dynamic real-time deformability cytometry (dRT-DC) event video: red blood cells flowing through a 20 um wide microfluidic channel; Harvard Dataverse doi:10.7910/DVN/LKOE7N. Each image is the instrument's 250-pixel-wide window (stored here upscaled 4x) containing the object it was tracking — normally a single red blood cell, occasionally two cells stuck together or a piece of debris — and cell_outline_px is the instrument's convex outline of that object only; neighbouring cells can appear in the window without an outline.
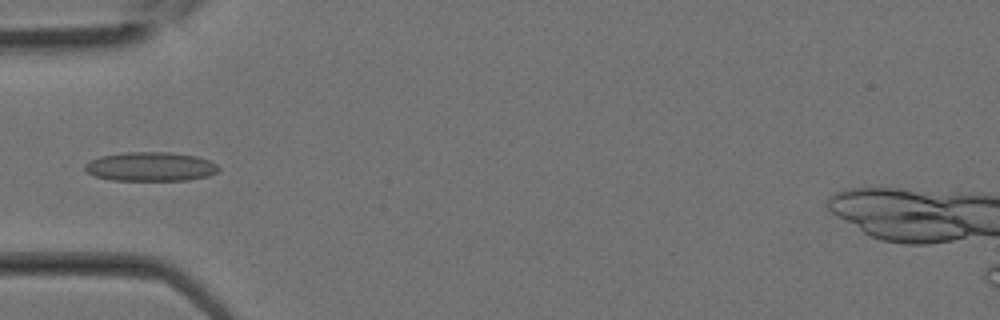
{"species": "Egyptian fruit bat (a non-hibernating species)", "species_latin": "Rousettus aegyptiacus", "temperature_condition": "room temperature", "stored_images_in_passage": 10, "camera_frame_rate_fps": 3000, "um_per_image_px": 0.085, "animal": {"sex": "female"}, "frame": {"image": 1, "passage_image": 9, "time_ms": 2.667, "image_size_px": [1000, 320], "cell_outline_px": [[220, 168], [216, 172], [208, 176], [188, 180], [112, 180], [96, 176], [88, 172], [84, 168], [84, 164], [88, 160], [100, 156], [124, 152], [172, 152], [196, 156], [208, 160], [216, 164]], "centroid_in_image_um": [12.78, 14.15], "position_along_channel_um": 72.2, "area_um2": 22.72}}